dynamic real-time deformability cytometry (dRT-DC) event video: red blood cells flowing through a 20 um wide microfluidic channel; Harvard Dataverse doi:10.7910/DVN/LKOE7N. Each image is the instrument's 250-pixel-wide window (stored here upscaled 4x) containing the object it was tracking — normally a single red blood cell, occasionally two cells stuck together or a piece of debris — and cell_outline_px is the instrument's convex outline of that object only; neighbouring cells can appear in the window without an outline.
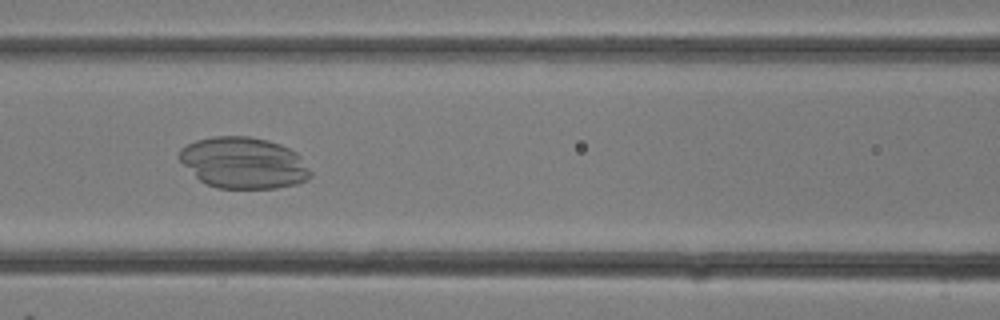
{"species": "common noctule bat (a hibernating species)", "species_latin": "Nyctalus noctula", "temperature_condition": "room temperature", "stored_images_in_passage": 23, "camera_frame_rate_fps": 3000, "um_per_image_px": 0.085, "animal": {"sex": "female"}, "frame": {"image": 1, "passage_image": 14, "time_ms": 4.333, "image_size_px": [1000, 320], "cell_outline_px": [[312, 176], [308, 180], [296, 184], [276, 188], [216, 188], [204, 184], [180, 160], [180, 148], [196, 140], [212, 136], [248, 136], [268, 140], [280, 144], [296, 152], [300, 156], [312, 172]], "centroid_in_image_um": [20.73, 13.84], "position_along_channel_um": 145.9, "area_um2": 39.25}}
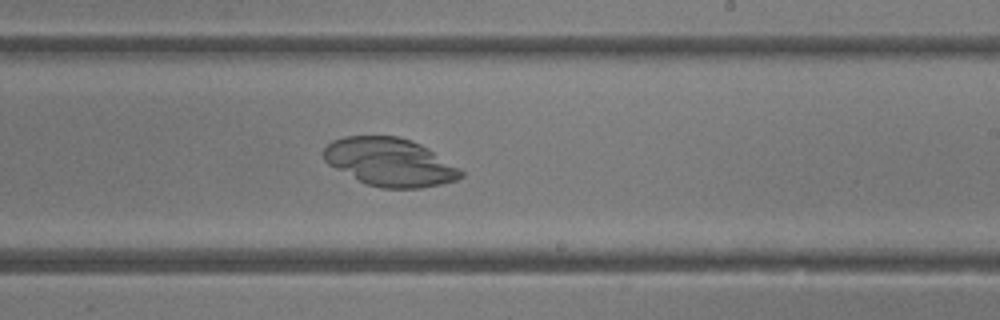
{"frame": {"image": 2, "passage_image": 19, "time_ms": 6.0, "image_size_px": [1000, 320], "cell_outline_px": [[464, 176], [456, 180], [444, 184], [420, 188], [380, 188], [364, 184], [328, 164], [324, 160], [324, 148], [332, 140], [344, 136], [396, 136], [420, 144], [428, 148], [460, 168], [464, 172]], "centroid_in_image_um": [33.14, 13.79], "position_along_channel_um": 255.9, "area_um2": 38.55}}
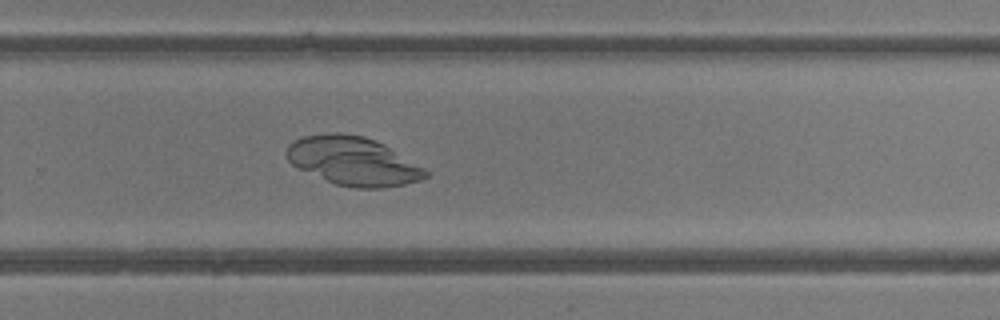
{"frame": {"image": 3, "passage_image": 21, "time_ms": 6.667, "image_size_px": [1000, 320], "cell_outline_px": [[428, 176], [420, 180], [404, 184], [384, 188], [356, 188], [336, 184], [300, 168], [292, 164], [288, 160], [284, 152], [288, 144], [304, 136], [332, 132], [340, 132], [364, 136], [384, 144], [424, 168], [428, 172]], "centroid_in_image_um": [30.01, 13.68], "position_along_channel_um": 299.8, "area_um2": 39.02}}